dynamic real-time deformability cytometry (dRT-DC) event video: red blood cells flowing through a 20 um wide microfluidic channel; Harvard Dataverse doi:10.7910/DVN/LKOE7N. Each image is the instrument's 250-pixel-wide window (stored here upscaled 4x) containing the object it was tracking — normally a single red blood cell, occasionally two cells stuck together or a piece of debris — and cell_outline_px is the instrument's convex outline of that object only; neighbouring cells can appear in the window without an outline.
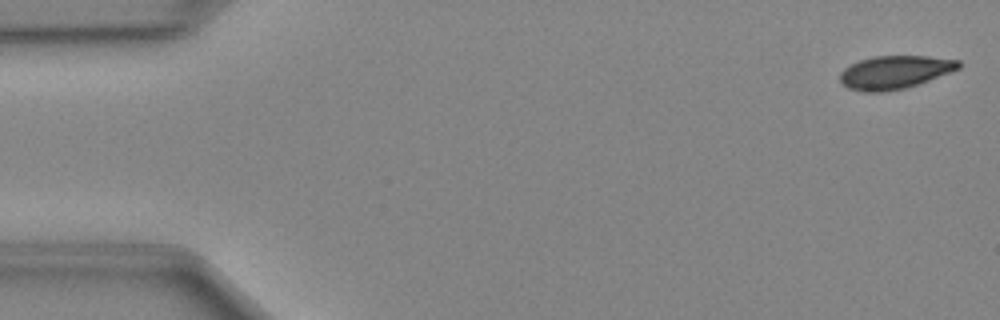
{"species": "Egyptian fruit bat (a non-hibernating species)", "species_latin": "Rousettus aegyptiacus", "temperature_condition": "cold", "stored_images_in_passage": 48, "camera_frame_rate_fps": 3000, "um_per_image_px": 0.085, "animal": {"sex": "female"}, "frame": {"image": 1, "passage_image": 1, "time_ms": 0.0, "image_size_px": [1000, 320], "cell_outline_px": [[960, 68], [928, 80], [904, 88], [884, 92], [864, 92], [848, 88], [840, 80], [840, 72], [844, 68], [860, 60], [872, 56], [928, 56], [960, 60]], "centroid_in_image_um": [76.03, 6.13], "position_along_channel_um": 9.0, "area_um2": 22.72}}
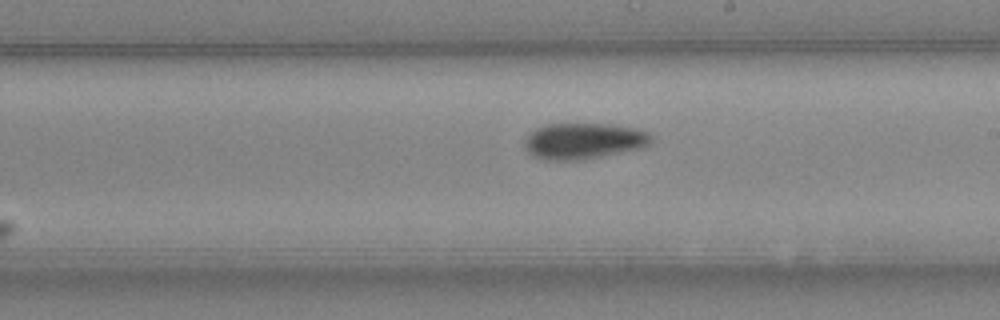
{"frame": {"image": 2, "passage_image": 27, "time_ms": 8.667, "image_size_px": [1000, 320], "cell_outline_px": [[652, 140], [648, 144], [640, 148], [580, 160], [544, 160], [532, 156], [524, 148], [524, 140], [536, 128], [544, 124], [612, 124], [636, 128], [648, 132], [652, 136]], "centroid_in_image_um": [49.57, 11.98], "position_along_channel_um": 239.4, "area_um2": 26.59}}
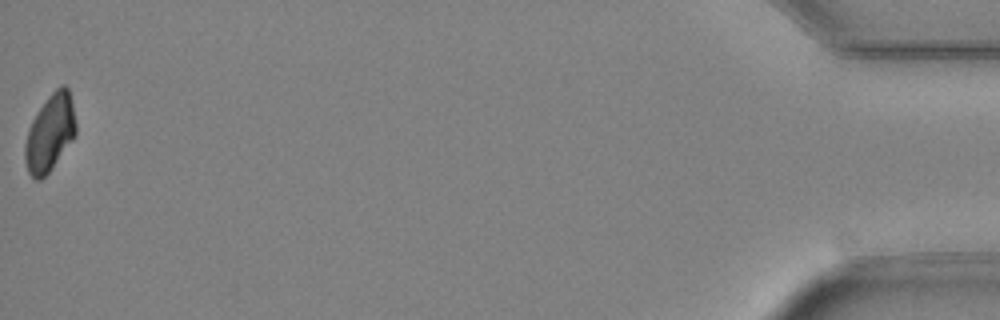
{"frame": {"image": 3, "passage_image": 48, "time_ms": 15.667, "image_size_px": [1000, 320], "cell_outline_px": [[76, 136], [48, 172], [40, 180], [36, 180], [28, 172], [24, 160], [24, 144], [28, 128], [36, 112], [48, 96], [60, 84], [64, 84], [68, 88], [72, 104], [76, 124]], "centroid_in_image_um": [4.23, 11.28], "position_along_channel_um": 431.0, "area_um2": 22.83}}